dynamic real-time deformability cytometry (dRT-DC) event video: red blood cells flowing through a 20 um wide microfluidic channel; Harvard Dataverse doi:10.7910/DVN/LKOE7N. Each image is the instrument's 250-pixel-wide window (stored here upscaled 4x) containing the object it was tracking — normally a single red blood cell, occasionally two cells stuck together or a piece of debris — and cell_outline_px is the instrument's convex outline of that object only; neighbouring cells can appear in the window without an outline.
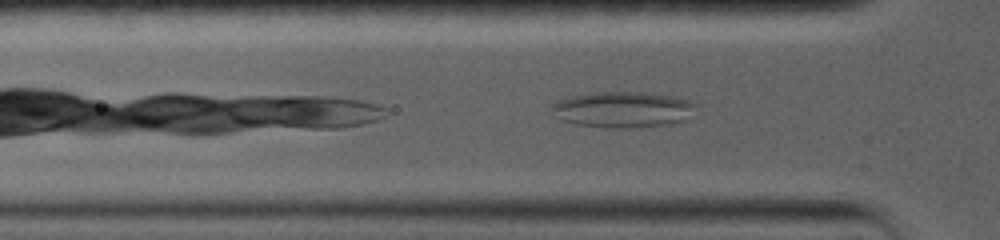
{"species": "common noctule bat (a hibernating species)", "species_latin": "Nyctalus noctula", "temperature_condition": "warm", "stored_images_in_passage": 36, "camera_frame_rate_fps": 5000, "um_per_image_px": 0.085, "animal": {"sex": "female", "body_mass_g": 19.0, "forearm_length_mm": 56.7}, "frame": {"image": 1, "passage_image": 6, "time_ms": 1.4, "image_size_px": [1000, 240], "cell_outline_px": [[696, 104], [684, 120], [672, 124], [628, 128], [604, 128], [576, 124], [560, 120], [548, 108], [556, 100], [572, 96], [596, 92], [644, 92], [680, 96]], "centroid_in_image_um": [52.89, 9.31], "position_along_channel_um": 72.9, "area_um2": 30.46}}
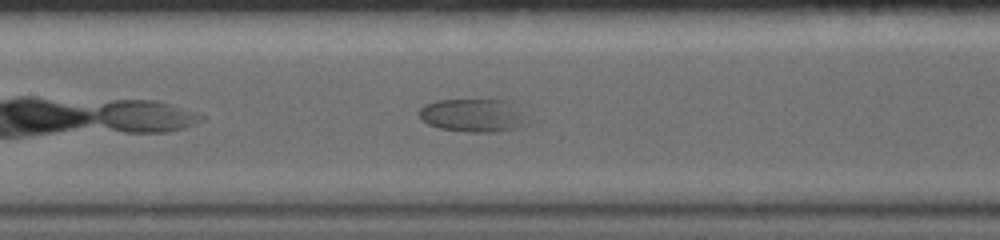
{"frame": {"image": 2, "passage_image": 16, "time_ms": 4.2, "image_size_px": [1000, 240], "cell_outline_px": [[524, 124], [520, 128], [496, 132], [472, 132], [440, 128], [428, 124], [420, 120], [420, 108], [424, 104], [436, 100], [508, 100], [524, 116]], "centroid_in_image_um": [40.15, 9.81], "position_along_channel_um": 167.2, "area_um2": 20.69}}
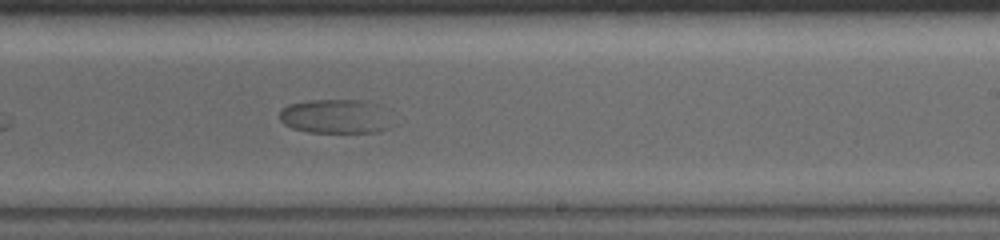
{"frame": {"image": 3, "passage_image": 25, "time_ms": 7.0, "image_size_px": [1000, 240], "cell_outline_px": [[388, 128], [380, 132], [308, 132], [292, 128], [284, 124], [280, 120], [280, 108], [288, 104], [308, 100], [364, 100], [380, 104]], "centroid_in_image_um": [28.41, 9.88], "position_along_channel_um": 260.6, "area_um2": 22.2}, "authors_computed_cell_mechanics": {"area_um2": 23.1778, "velocity_mm_per_s": 3.3767, "shape_relaxation_time_tau1_ms": 8.42, "shape_relaxation_time_tau2_ms": null, "deformation_change_tau1": 0.1218, "deformation_change_tau2": null}}